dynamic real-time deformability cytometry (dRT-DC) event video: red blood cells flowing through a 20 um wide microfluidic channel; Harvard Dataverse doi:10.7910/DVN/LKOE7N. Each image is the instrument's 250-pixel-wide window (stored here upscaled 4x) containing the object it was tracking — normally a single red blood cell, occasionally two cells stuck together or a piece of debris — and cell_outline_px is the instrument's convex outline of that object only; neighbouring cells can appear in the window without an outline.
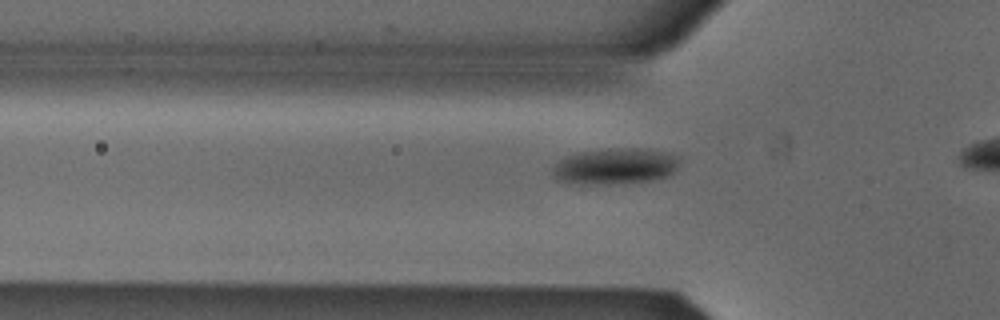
{"species": "Egyptian fruit bat (a non-hibernating species)", "species_latin": "Rousettus aegyptiacus", "temperature_condition": "cold", "stored_images_in_passage": 28, "camera_frame_rate_fps": 3000, "um_per_image_px": 0.085, "animal": {"sex": "male"}, "frame": {"image": 1, "passage_image": 3, "time_ms": 0.667, "image_size_px": [1000, 320], "cell_outline_px": [[680, 160], [676, 168], [668, 176], [652, 180], [624, 184], [580, 184], [556, 180], [552, 172], [552, 168], [564, 156], [580, 152], [608, 148], [636, 148], [672, 152], [680, 156]], "centroid_in_image_um": [52.31, 14.13], "position_along_channel_um": 73.5, "area_um2": 27.17}}
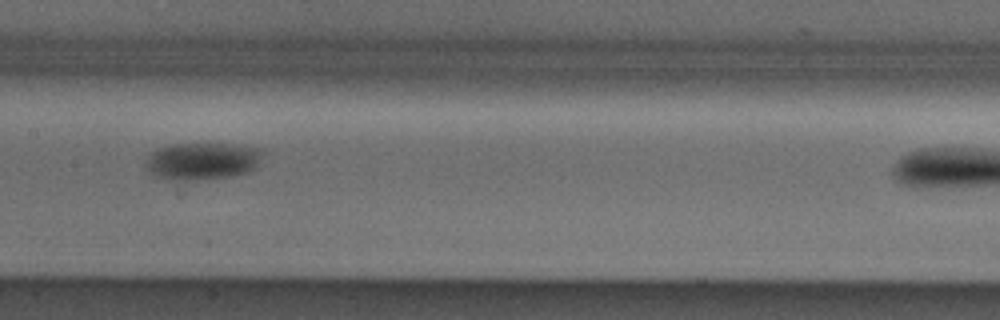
{"frame": {"image": 2, "passage_image": 12, "time_ms": 3.667, "image_size_px": [1000, 320], "cell_outline_px": [[264, 152], [256, 168], [248, 172], [232, 176], [196, 180], [168, 180], [156, 176], [148, 172], [148, 160], [152, 152], [160, 148], [176, 144], [232, 144], [260, 148]], "centroid_in_image_um": [17.25, 13.7], "position_along_channel_um": 190.1, "area_um2": 25.2}}
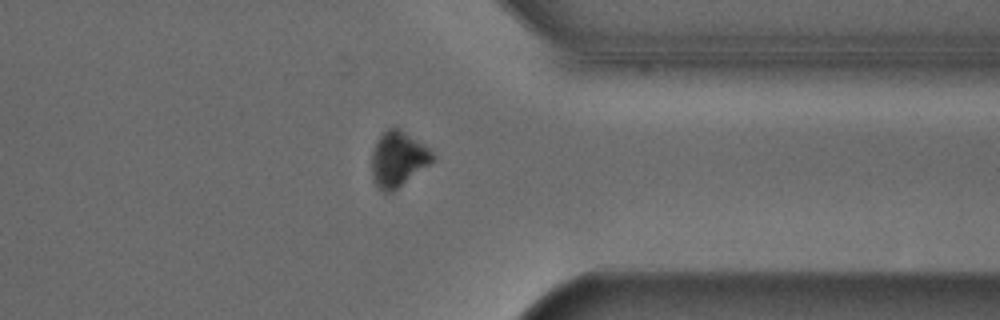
{"frame": {"image": 3, "passage_image": 27, "time_ms": 8.667, "image_size_px": [1000, 320], "cell_outline_px": [[436, 160], [392, 192], [384, 192], [372, 180], [372, 152], [380, 136], [388, 128], [400, 128], [424, 144], [436, 156]], "centroid_in_image_um": [33.86, 13.52], "position_along_channel_um": 377.5, "area_um2": 19.54}}